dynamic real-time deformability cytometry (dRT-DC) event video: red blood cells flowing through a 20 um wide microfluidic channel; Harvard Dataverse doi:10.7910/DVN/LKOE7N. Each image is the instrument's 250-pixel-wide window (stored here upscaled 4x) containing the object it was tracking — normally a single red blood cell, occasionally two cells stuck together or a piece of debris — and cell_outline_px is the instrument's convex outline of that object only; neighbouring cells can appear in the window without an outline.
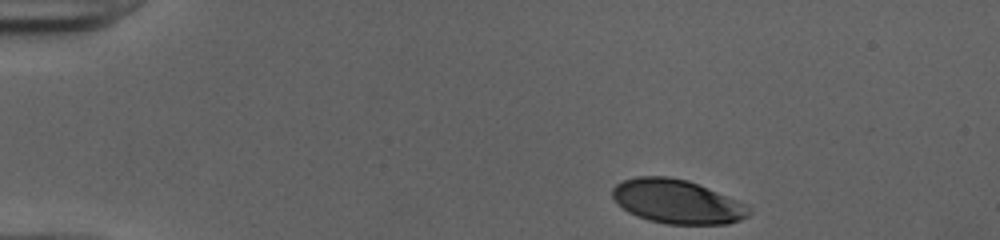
{"species": "human", "species_latin": "Homo sapiens", "temperature_condition": "cold", "stored_images_in_passage": 37, "camera_frame_rate_fps": 3000, "um_per_image_px": 0.085, "donor": {"sex": "female"}, "frame": {"image": 1, "passage_image": 1, "time_ms": 0.0, "image_size_px": [1000, 240], "cell_outline_px": [[752, 212], [748, 216], [740, 220], [728, 224], [668, 224], [648, 220], [636, 216], [628, 212], [612, 196], [612, 188], [616, 184], [624, 180], [636, 176], [668, 176], [688, 180], [736, 200], [752, 208]], "centroid_in_image_um": [57.55, 17.14], "position_along_channel_um": 27.4, "area_um2": 34.85}}
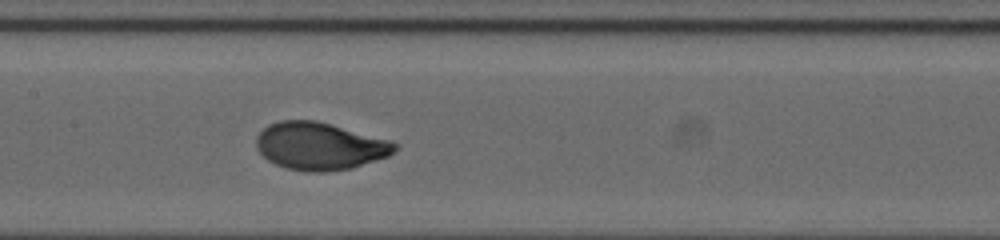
{"frame": {"image": 2, "passage_image": 19, "time_ms": 6.0, "image_size_px": [1000, 240], "cell_outline_px": [[400, 144], [388, 156], [352, 168], [328, 172], [312, 172], [288, 168], [276, 164], [268, 160], [256, 148], [256, 136], [268, 124], [280, 120], [316, 120], [392, 140]], "centroid_in_image_um": [27.19, 12.41], "position_along_channel_um": 180.2, "area_um2": 38.44}}
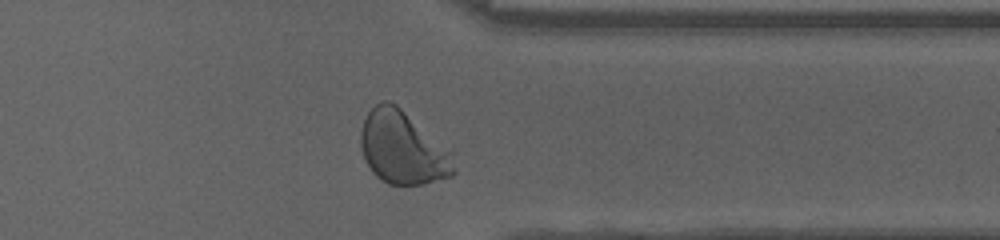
{"frame": {"image": 3, "passage_image": 34, "time_ms": 11.0, "image_size_px": [1000, 240], "cell_outline_px": [[456, 172], [452, 176], [424, 184], [388, 184], [380, 180], [372, 172], [364, 156], [360, 144], [360, 132], [364, 120], [368, 112], [376, 104], [384, 100], [388, 100], [396, 104], [452, 148]], "centroid_in_image_um": [34.29, 12.56], "position_along_channel_um": 377.1, "area_um2": 40.29}, "authors_computed_cell_mechanics": {"area_um2": 37.4544, "velocity_mm_per_s": 3.9755, "shape_relaxation_time_tau1_ms": 2.3815, "shape_relaxation_time_tau2_ms": null, "deformation_change_tau1": 0.1502, "deformation_change_tau2": null}}